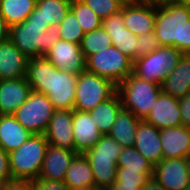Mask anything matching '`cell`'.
Returning a JSON list of instances; mask_svg holds the SVG:
<instances>
[{"mask_svg":"<svg viewBox=\"0 0 190 190\" xmlns=\"http://www.w3.org/2000/svg\"><path fill=\"white\" fill-rule=\"evenodd\" d=\"M78 75L57 69L46 56L28 59L26 79L31 90L48 96L55 109H73Z\"/></svg>","mask_w":190,"mask_h":190,"instance_id":"obj_1","label":"cell"},{"mask_svg":"<svg viewBox=\"0 0 190 190\" xmlns=\"http://www.w3.org/2000/svg\"><path fill=\"white\" fill-rule=\"evenodd\" d=\"M59 38L58 25L24 21L9 28V39L29 59L46 56Z\"/></svg>","mask_w":190,"mask_h":190,"instance_id":"obj_2","label":"cell"},{"mask_svg":"<svg viewBox=\"0 0 190 190\" xmlns=\"http://www.w3.org/2000/svg\"><path fill=\"white\" fill-rule=\"evenodd\" d=\"M190 20V8L177 0L156 4L154 32L160 46H174L183 52V26Z\"/></svg>","mask_w":190,"mask_h":190,"instance_id":"obj_3","label":"cell"},{"mask_svg":"<svg viewBox=\"0 0 190 190\" xmlns=\"http://www.w3.org/2000/svg\"><path fill=\"white\" fill-rule=\"evenodd\" d=\"M48 145L44 134H32L17 150L10 152L12 179L23 181L38 179Z\"/></svg>","mask_w":190,"mask_h":190,"instance_id":"obj_4","label":"cell"},{"mask_svg":"<svg viewBox=\"0 0 190 190\" xmlns=\"http://www.w3.org/2000/svg\"><path fill=\"white\" fill-rule=\"evenodd\" d=\"M124 110L131 111L138 119L145 120L161 93L159 84L142 80L131 73L117 85Z\"/></svg>","mask_w":190,"mask_h":190,"instance_id":"obj_5","label":"cell"},{"mask_svg":"<svg viewBox=\"0 0 190 190\" xmlns=\"http://www.w3.org/2000/svg\"><path fill=\"white\" fill-rule=\"evenodd\" d=\"M183 54L174 46H160L133 62V74L142 80L160 85L178 65Z\"/></svg>","mask_w":190,"mask_h":190,"instance_id":"obj_6","label":"cell"},{"mask_svg":"<svg viewBox=\"0 0 190 190\" xmlns=\"http://www.w3.org/2000/svg\"><path fill=\"white\" fill-rule=\"evenodd\" d=\"M116 91L117 85L110 79L85 70L77 78L73 109L89 112Z\"/></svg>","mask_w":190,"mask_h":190,"instance_id":"obj_7","label":"cell"},{"mask_svg":"<svg viewBox=\"0 0 190 190\" xmlns=\"http://www.w3.org/2000/svg\"><path fill=\"white\" fill-rule=\"evenodd\" d=\"M85 61L88 72L110 79L115 85L120 84L133 73V61L115 46L94 53Z\"/></svg>","mask_w":190,"mask_h":190,"instance_id":"obj_8","label":"cell"},{"mask_svg":"<svg viewBox=\"0 0 190 190\" xmlns=\"http://www.w3.org/2000/svg\"><path fill=\"white\" fill-rule=\"evenodd\" d=\"M55 110L47 95L31 90L13 116L31 134H44Z\"/></svg>","mask_w":190,"mask_h":190,"instance_id":"obj_9","label":"cell"},{"mask_svg":"<svg viewBox=\"0 0 190 190\" xmlns=\"http://www.w3.org/2000/svg\"><path fill=\"white\" fill-rule=\"evenodd\" d=\"M121 11L125 27L136 36L154 31L156 4L133 1L123 4Z\"/></svg>","mask_w":190,"mask_h":190,"instance_id":"obj_10","label":"cell"},{"mask_svg":"<svg viewBox=\"0 0 190 190\" xmlns=\"http://www.w3.org/2000/svg\"><path fill=\"white\" fill-rule=\"evenodd\" d=\"M46 57L57 69L79 75L86 70V61L79 44L58 39Z\"/></svg>","mask_w":190,"mask_h":190,"instance_id":"obj_11","label":"cell"},{"mask_svg":"<svg viewBox=\"0 0 190 190\" xmlns=\"http://www.w3.org/2000/svg\"><path fill=\"white\" fill-rule=\"evenodd\" d=\"M72 121L73 109H56L54 111L44 132L49 145L75 151Z\"/></svg>","mask_w":190,"mask_h":190,"instance_id":"obj_12","label":"cell"},{"mask_svg":"<svg viewBox=\"0 0 190 190\" xmlns=\"http://www.w3.org/2000/svg\"><path fill=\"white\" fill-rule=\"evenodd\" d=\"M153 177L166 190H184L190 181L185 158L163 159L154 167Z\"/></svg>","mask_w":190,"mask_h":190,"instance_id":"obj_13","label":"cell"},{"mask_svg":"<svg viewBox=\"0 0 190 190\" xmlns=\"http://www.w3.org/2000/svg\"><path fill=\"white\" fill-rule=\"evenodd\" d=\"M102 27L112 39V46H115L121 53L135 61V49L138 39L135 34L125 27L123 12L112 14L102 20Z\"/></svg>","mask_w":190,"mask_h":190,"instance_id":"obj_14","label":"cell"},{"mask_svg":"<svg viewBox=\"0 0 190 190\" xmlns=\"http://www.w3.org/2000/svg\"><path fill=\"white\" fill-rule=\"evenodd\" d=\"M72 127L76 153L84 154L102 137V133L87 111L73 109Z\"/></svg>","mask_w":190,"mask_h":190,"instance_id":"obj_15","label":"cell"},{"mask_svg":"<svg viewBox=\"0 0 190 190\" xmlns=\"http://www.w3.org/2000/svg\"><path fill=\"white\" fill-rule=\"evenodd\" d=\"M145 121L158 130L182 125L179 99L160 93Z\"/></svg>","mask_w":190,"mask_h":190,"instance_id":"obj_16","label":"cell"},{"mask_svg":"<svg viewBox=\"0 0 190 190\" xmlns=\"http://www.w3.org/2000/svg\"><path fill=\"white\" fill-rule=\"evenodd\" d=\"M134 147L154 167L163 160L160 130L145 120L138 123Z\"/></svg>","mask_w":190,"mask_h":190,"instance_id":"obj_17","label":"cell"},{"mask_svg":"<svg viewBox=\"0 0 190 190\" xmlns=\"http://www.w3.org/2000/svg\"><path fill=\"white\" fill-rule=\"evenodd\" d=\"M75 151L48 145L39 179L64 182Z\"/></svg>","mask_w":190,"mask_h":190,"instance_id":"obj_18","label":"cell"},{"mask_svg":"<svg viewBox=\"0 0 190 190\" xmlns=\"http://www.w3.org/2000/svg\"><path fill=\"white\" fill-rule=\"evenodd\" d=\"M28 59L9 38L0 42V80L25 78Z\"/></svg>","mask_w":190,"mask_h":190,"instance_id":"obj_19","label":"cell"},{"mask_svg":"<svg viewBox=\"0 0 190 190\" xmlns=\"http://www.w3.org/2000/svg\"><path fill=\"white\" fill-rule=\"evenodd\" d=\"M30 91L26 77L0 80V115H13L27 100Z\"/></svg>","mask_w":190,"mask_h":190,"instance_id":"obj_20","label":"cell"},{"mask_svg":"<svg viewBox=\"0 0 190 190\" xmlns=\"http://www.w3.org/2000/svg\"><path fill=\"white\" fill-rule=\"evenodd\" d=\"M163 159L184 158L190 152V127L183 125L160 130Z\"/></svg>","mask_w":190,"mask_h":190,"instance_id":"obj_21","label":"cell"},{"mask_svg":"<svg viewBox=\"0 0 190 190\" xmlns=\"http://www.w3.org/2000/svg\"><path fill=\"white\" fill-rule=\"evenodd\" d=\"M161 93L175 99L190 94V54H183L178 65L160 84Z\"/></svg>","mask_w":190,"mask_h":190,"instance_id":"obj_22","label":"cell"},{"mask_svg":"<svg viewBox=\"0 0 190 190\" xmlns=\"http://www.w3.org/2000/svg\"><path fill=\"white\" fill-rule=\"evenodd\" d=\"M71 0H38L27 22L59 25L70 10Z\"/></svg>","mask_w":190,"mask_h":190,"instance_id":"obj_23","label":"cell"},{"mask_svg":"<svg viewBox=\"0 0 190 190\" xmlns=\"http://www.w3.org/2000/svg\"><path fill=\"white\" fill-rule=\"evenodd\" d=\"M31 135L13 115H0V146L7 153L17 150Z\"/></svg>","mask_w":190,"mask_h":190,"instance_id":"obj_24","label":"cell"},{"mask_svg":"<svg viewBox=\"0 0 190 190\" xmlns=\"http://www.w3.org/2000/svg\"><path fill=\"white\" fill-rule=\"evenodd\" d=\"M122 109V102L116 91L110 98L90 110L89 113L102 135H107L111 132L117 115Z\"/></svg>","mask_w":190,"mask_h":190,"instance_id":"obj_25","label":"cell"},{"mask_svg":"<svg viewBox=\"0 0 190 190\" xmlns=\"http://www.w3.org/2000/svg\"><path fill=\"white\" fill-rule=\"evenodd\" d=\"M69 190L95 186L94 174L85 154L77 153L72 159L64 180Z\"/></svg>","mask_w":190,"mask_h":190,"instance_id":"obj_26","label":"cell"},{"mask_svg":"<svg viewBox=\"0 0 190 190\" xmlns=\"http://www.w3.org/2000/svg\"><path fill=\"white\" fill-rule=\"evenodd\" d=\"M138 119L131 111L122 109L116 118L113 128L109 135L113 137L123 148L133 147Z\"/></svg>","mask_w":190,"mask_h":190,"instance_id":"obj_27","label":"cell"},{"mask_svg":"<svg viewBox=\"0 0 190 190\" xmlns=\"http://www.w3.org/2000/svg\"><path fill=\"white\" fill-rule=\"evenodd\" d=\"M35 5L36 0H1L0 15L10 28L13 25L26 21L34 10Z\"/></svg>","mask_w":190,"mask_h":190,"instance_id":"obj_28","label":"cell"},{"mask_svg":"<svg viewBox=\"0 0 190 190\" xmlns=\"http://www.w3.org/2000/svg\"><path fill=\"white\" fill-rule=\"evenodd\" d=\"M94 174L97 188H109L116 181L118 164L113 159L87 158Z\"/></svg>","mask_w":190,"mask_h":190,"instance_id":"obj_29","label":"cell"},{"mask_svg":"<svg viewBox=\"0 0 190 190\" xmlns=\"http://www.w3.org/2000/svg\"><path fill=\"white\" fill-rule=\"evenodd\" d=\"M110 46H112V39L102 26L85 33L80 43L85 59L94 53L106 50Z\"/></svg>","mask_w":190,"mask_h":190,"instance_id":"obj_30","label":"cell"},{"mask_svg":"<svg viewBox=\"0 0 190 190\" xmlns=\"http://www.w3.org/2000/svg\"><path fill=\"white\" fill-rule=\"evenodd\" d=\"M117 164L118 167H126V170H140L143 174L154 173V166L134 146L122 148Z\"/></svg>","mask_w":190,"mask_h":190,"instance_id":"obj_31","label":"cell"},{"mask_svg":"<svg viewBox=\"0 0 190 190\" xmlns=\"http://www.w3.org/2000/svg\"><path fill=\"white\" fill-rule=\"evenodd\" d=\"M122 148L113 137L107 134L102 135L100 140L84 154L87 158L113 159V161L118 163Z\"/></svg>","mask_w":190,"mask_h":190,"instance_id":"obj_32","label":"cell"},{"mask_svg":"<svg viewBox=\"0 0 190 190\" xmlns=\"http://www.w3.org/2000/svg\"><path fill=\"white\" fill-rule=\"evenodd\" d=\"M70 10L75 14L85 33L102 26V19L82 0H71Z\"/></svg>","mask_w":190,"mask_h":190,"instance_id":"obj_33","label":"cell"},{"mask_svg":"<svg viewBox=\"0 0 190 190\" xmlns=\"http://www.w3.org/2000/svg\"><path fill=\"white\" fill-rule=\"evenodd\" d=\"M60 39L79 44L85 32L82 30L75 14L69 10L65 18L58 25Z\"/></svg>","mask_w":190,"mask_h":190,"instance_id":"obj_34","label":"cell"},{"mask_svg":"<svg viewBox=\"0 0 190 190\" xmlns=\"http://www.w3.org/2000/svg\"><path fill=\"white\" fill-rule=\"evenodd\" d=\"M152 176L153 174H143L140 170H126V167H118L114 184L140 186L143 188Z\"/></svg>","mask_w":190,"mask_h":190,"instance_id":"obj_35","label":"cell"},{"mask_svg":"<svg viewBox=\"0 0 190 190\" xmlns=\"http://www.w3.org/2000/svg\"><path fill=\"white\" fill-rule=\"evenodd\" d=\"M86 3L96 15H98L102 20L110 17L112 14L118 13L123 2L121 0H82Z\"/></svg>","mask_w":190,"mask_h":190,"instance_id":"obj_36","label":"cell"},{"mask_svg":"<svg viewBox=\"0 0 190 190\" xmlns=\"http://www.w3.org/2000/svg\"><path fill=\"white\" fill-rule=\"evenodd\" d=\"M138 44L135 49V60L139 57L145 56L157 48L160 47L159 41L156 38L155 32L144 33L143 35L137 36Z\"/></svg>","mask_w":190,"mask_h":190,"instance_id":"obj_37","label":"cell"},{"mask_svg":"<svg viewBox=\"0 0 190 190\" xmlns=\"http://www.w3.org/2000/svg\"><path fill=\"white\" fill-rule=\"evenodd\" d=\"M12 180L9 153H7L2 146H0V182L5 184L6 182H10Z\"/></svg>","mask_w":190,"mask_h":190,"instance_id":"obj_38","label":"cell"},{"mask_svg":"<svg viewBox=\"0 0 190 190\" xmlns=\"http://www.w3.org/2000/svg\"><path fill=\"white\" fill-rule=\"evenodd\" d=\"M34 190H69L65 182L50 181L46 179L33 180Z\"/></svg>","mask_w":190,"mask_h":190,"instance_id":"obj_39","label":"cell"},{"mask_svg":"<svg viewBox=\"0 0 190 190\" xmlns=\"http://www.w3.org/2000/svg\"><path fill=\"white\" fill-rule=\"evenodd\" d=\"M182 125L190 127V94L179 99Z\"/></svg>","mask_w":190,"mask_h":190,"instance_id":"obj_40","label":"cell"},{"mask_svg":"<svg viewBox=\"0 0 190 190\" xmlns=\"http://www.w3.org/2000/svg\"><path fill=\"white\" fill-rule=\"evenodd\" d=\"M2 190H34L32 181L12 180L3 185Z\"/></svg>","mask_w":190,"mask_h":190,"instance_id":"obj_41","label":"cell"},{"mask_svg":"<svg viewBox=\"0 0 190 190\" xmlns=\"http://www.w3.org/2000/svg\"><path fill=\"white\" fill-rule=\"evenodd\" d=\"M183 53L190 54V20L183 26Z\"/></svg>","mask_w":190,"mask_h":190,"instance_id":"obj_42","label":"cell"},{"mask_svg":"<svg viewBox=\"0 0 190 190\" xmlns=\"http://www.w3.org/2000/svg\"><path fill=\"white\" fill-rule=\"evenodd\" d=\"M141 190H166L153 176L143 186Z\"/></svg>","mask_w":190,"mask_h":190,"instance_id":"obj_43","label":"cell"},{"mask_svg":"<svg viewBox=\"0 0 190 190\" xmlns=\"http://www.w3.org/2000/svg\"><path fill=\"white\" fill-rule=\"evenodd\" d=\"M9 38V27L5 19L0 15V42Z\"/></svg>","mask_w":190,"mask_h":190,"instance_id":"obj_44","label":"cell"},{"mask_svg":"<svg viewBox=\"0 0 190 190\" xmlns=\"http://www.w3.org/2000/svg\"><path fill=\"white\" fill-rule=\"evenodd\" d=\"M110 190H141L140 186H129L123 184H113L109 187Z\"/></svg>","mask_w":190,"mask_h":190,"instance_id":"obj_45","label":"cell"},{"mask_svg":"<svg viewBox=\"0 0 190 190\" xmlns=\"http://www.w3.org/2000/svg\"><path fill=\"white\" fill-rule=\"evenodd\" d=\"M134 1L159 4V3L167 2L169 0H134Z\"/></svg>","mask_w":190,"mask_h":190,"instance_id":"obj_46","label":"cell"},{"mask_svg":"<svg viewBox=\"0 0 190 190\" xmlns=\"http://www.w3.org/2000/svg\"><path fill=\"white\" fill-rule=\"evenodd\" d=\"M184 158H185L188 174L190 176V152Z\"/></svg>","mask_w":190,"mask_h":190,"instance_id":"obj_47","label":"cell"},{"mask_svg":"<svg viewBox=\"0 0 190 190\" xmlns=\"http://www.w3.org/2000/svg\"><path fill=\"white\" fill-rule=\"evenodd\" d=\"M97 189L98 188L96 186H85V187H80L73 190H97Z\"/></svg>","mask_w":190,"mask_h":190,"instance_id":"obj_48","label":"cell"},{"mask_svg":"<svg viewBox=\"0 0 190 190\" xmlns=\"http://www.w3.org/2000/svg\"><path fill=\"white\" fill-rule=\"evenodd\" d=\"M177 1L190 8V0H177Z\"/></svg>","mask_w":190,"mask_h":190,"instance_id":"obj_49","label":"cell"},{"mask_svg":"<svg viewBox=\"0 0 190 190\" xmlns=\"http://www.w3.org/2000/svg\"><path fill=\"white\" fill-rule=\"evenodd\" d=\"M124 4L125 3H129V2H133L134 0H121Z\"/></svg>","mask_w":190,"mask_h":190,"instance_id":"obj_50","label":"cell"},{"mask_svg":"<svg viewBox=\"0 0 190 190\" xmlns=\"http://www.w3.org/2000/svg\"><path fill=\"white\" fill-rule=\"evenodd\" d=\"M97 190H110L109 188H98Z\"/></svg>","mask_w":190,"mask_h":190,"instance_id":"obj_51","label":"cell"},{"mask_svg":"<svg viewBox=\"0 0 190 190\" xmlns=\"http://www.w3.org/2000/svg\"><path fill=\"white\" fill-rule=\"evenodd\" d=\"M3 185H4V184L0 182V190H2Z\"/></svg>","mask_w":190,"mask_h":190,"instance_id":"obj_52","label":"cell"}]
</instances>
